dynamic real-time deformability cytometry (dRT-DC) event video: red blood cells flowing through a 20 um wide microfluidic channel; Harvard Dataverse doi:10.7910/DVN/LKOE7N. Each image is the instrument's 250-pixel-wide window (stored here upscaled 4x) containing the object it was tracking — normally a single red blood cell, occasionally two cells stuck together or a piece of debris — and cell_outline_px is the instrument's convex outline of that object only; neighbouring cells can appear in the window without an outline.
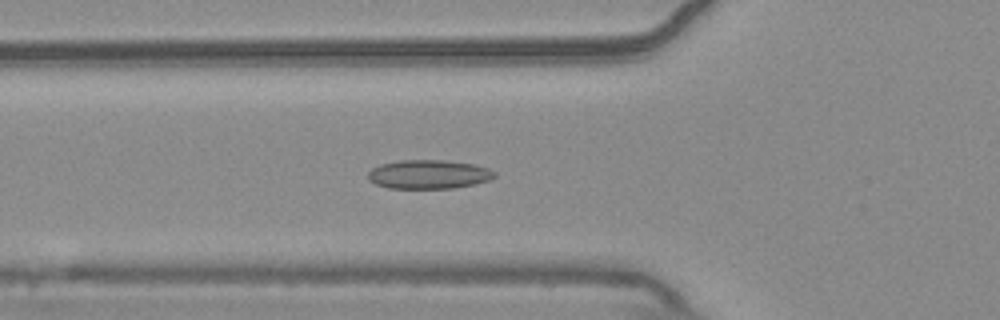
{"species": "common noctule bat (a hibernating species)", "species_latin": "Nyctalus noctula", "temperature_condition": "warm", "stored_images_in_passage": 53, "camera_frame_rate_fps": 3000, "um_per_image_px": 0.085, "animal": {"sex": "male", "body_mass_g": 20.4}, "frame": {"image": 1, "passage_image": 18, "time_ms": 5.667, "image_size_px": [1000, 320], "cell_outline_px": [[496, 176], [488, 180], [476, 184], [452, 188], [388, 188], [376, 184], [368, 180], [368, 172], [372, 168], [380, 164], [400, 160], [444, 160], [472, 164], [488, 168], [496, 172]], "centroid_in_image_um": [36.42, 14.82], "position_along_channel_um": 89.4, "area_um2": 21.33}}
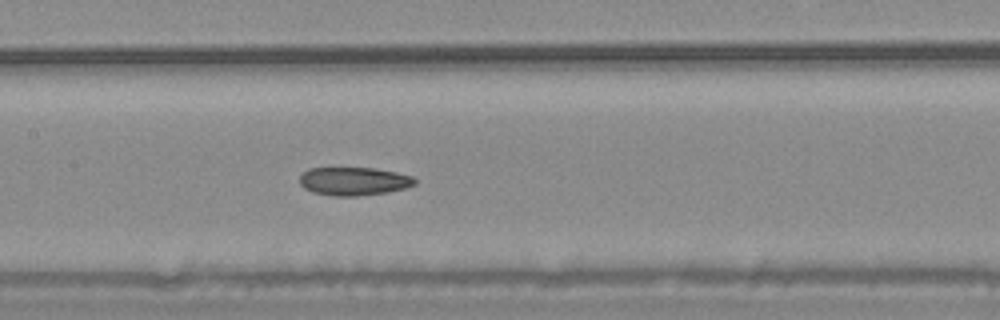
{"frame": {"image": 2, "passage_image": 25, "time_ms": 8.0, "image_size_px": [1000, 320], "cell_outline_px": [[416, 184], [408, 188], [388, 192], [356, 196], [332, 196], [312, 192], [304, 188], [300, 184], [300, 176], [308, 168], [372, 168], [396, 172], [412, 176], [416, 180]], "centroid_in_image_um": [30.09, 15.41], "position_along_channel_um": 177.3, "area_um2": 19.07}}
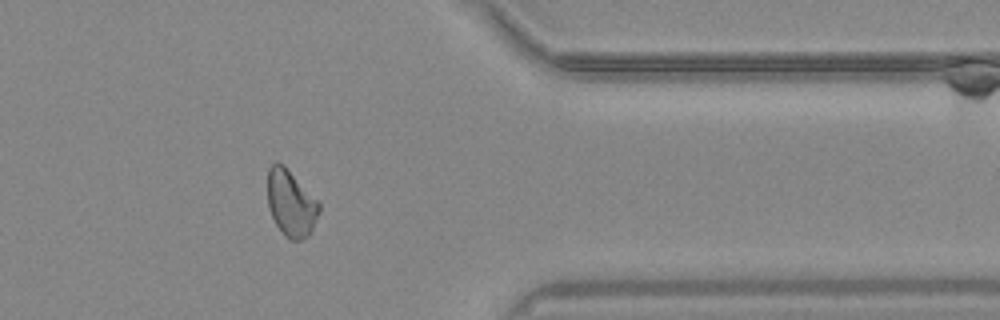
{"frame": {"image": 3, "passage_image": 43, "time_ms": 14.0, "image_size_px": [1000, 320], "cell_outline_px": [[320, 212], [308, 236], [300, 240], [288, 240], [284, 236], [276, 224], [268, 208], [268, 168], [276, 160], [284, 164], [320, 204]], "centroid_in_image_um": [24.71, 17.27], "position_along_channel_um": 386.7, "area_um2": 19.94}, "authors_computed_cell_mechanics": {"area_um2": 20.3456, "velocity_mm_per_s": 3.7445, "shape_relaxation_time_tau1_ms": null, "shape_relaxation_time_tau2_ms": 4.4748, "deformation_change_tau1": null, "deformation_change_tau2": 0.0996}}